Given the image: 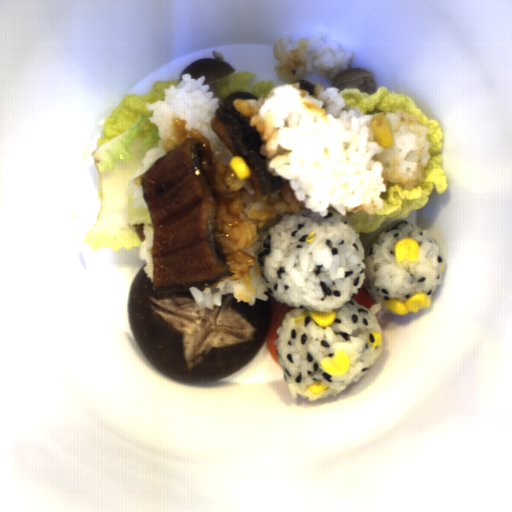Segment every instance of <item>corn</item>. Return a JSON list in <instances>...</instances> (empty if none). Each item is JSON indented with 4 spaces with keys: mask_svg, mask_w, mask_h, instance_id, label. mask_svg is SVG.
I'll list each match as a JSON object with an SVG mask.
<instances>
[{
    "mask_svg": "<svg viewBox=\"0 0 512 512\" xmlns=\"http://www.w3.org/2000/svg\"><path fill=\"white\" fill-rule=\"evenodd\" d=\"M306 317H310L316 324H318L320 327H329L332 325L336 319L337 314L336 312H317V311H309L302 313L300 316L295 317L294 321L295 324L298 322L305 320Z\"/></svg>",
    "mask_w": 512,
    "mask_h": 512,
    "instance_id": "2b8c4276",
    "label": "corn"
},
{
    "mask_svg": "<svg viewBox=\"0 0 512 512\" xmlns=\"http://www.w3.org/2000/svg\"><path fill=\"white\" fill-rule=\"evenodd\" d=\"M420 248L418 241L409 237H404L394 245V256L396 263L403 261L417 262Z\"/></svg>",
    "mask_w": 512,
    "mask_h": 512,
    "instance_id": "cfcad685",
    "label": "corn"
},
{
    "mask_svg": "<svg viewBox=\"0 0 512 512\" xmlns=\"http://www.w3.org/2000/svg\"><path fill=\"white\" fill-rule=\"evenodd\" d=\"M370 126L374 132L377 145L384 149L393 147L394 141L386 116L381 113L373 115L370 119Z\"/></svg>",
    "mask_w": 512,
    "mask_h": 512,
    "instance_id": "5cfa1b94",
    "label": "corn"
},
{
    "mask_svg": "<svg viewBox=\"0 0 512 512\" xmlns=\"http://www.w3.org/2000/svg\"><path fill=\"white\" fill-rule=\"evenodd\" d=\"M314 238H315V231L312 232L311 234H309L305 241H306V243H311Z\"/></svg>",
    "mask_w": 512,
    "mask_h": 512,
    "instance_id": "42891da5",
    "label": "corn"
},
{
    "mask_svg": "<svg viewBox=\"0 0 512 512\" xmlns=\"http://www.w3.org/2000/svg\"><path fill=\"white\" fill-rule=\"evenodd\" d=\"M381 301L395 315L404 316L410 312L417 313L423 308L431 307V298L424 292H418L410 296L405 301H400L398 298L381 297Z\"/></svg>",
    "mask_w": 512,
    "mask_h": 512,
    "instance_id": "51d56268",
    "label": "corn"
},
{
    "mask_svg": "<svg viewBox=\"0 0 512 512\" xmlns=\"http://www.w3.org/2000/svg\"><path fill=\"white\" fill-rule=\"evenodd\" d=\"M320 364L325 372L334 377L346 374L351 366L348 355L340 348L333 350L331 357H324Z\"/></svg>",
    "mask_w": 512,
    "mask_h": 512,
    "instance_id": "f1292c28",
    "label": "corn"
},
{
    "mask_svg": "<svg viewBox=\"0 0 512 512\" xmlns=\"http://www.w3.org/2000/svg\"><path fill=\"white\" fill-rule=\"evenodd\" d=\"M228 167L234 172L239 181L250 178L251 170L244 158L233 156L228 162Z\"/></svg>",
    "mask_w": 512,
    "mask_h": 512,
    "instance_id": "79e197a2",
    "label": "corn"
},
{
    "mask_svg": "<svg viewBox=\"0 0 512 512\" xmlns=\"http://www.w3.org/2000/svg\"><path fill=\"white\" fill-rule=\"evenodd\" d=\"M382 334L379 331H370L367 337V341L372 345V348L375 349L376 346H380L382 344Z\"/></svg>",
    "mask_w": 512,
    "mask_h": 512,
    "instance_id": "30e3d8cc",
    "label": "corn"
},
{
    "mask_svg": "<svg viewBox=\"0 0 512 512\" xmlns=\"http://www.w3.org/2000/svg\"><path fill=\"white\" fill-rule=\"evenodd\" d=\"M328 384H322V380H314L312 385H307V390L312 394H319L328 388Z\"/></svg>",
    "mask_w": 512,
    "mask_h": 512,
    "instance_id": "6a14855c",
    "label": "corn"
}]
</instances>
